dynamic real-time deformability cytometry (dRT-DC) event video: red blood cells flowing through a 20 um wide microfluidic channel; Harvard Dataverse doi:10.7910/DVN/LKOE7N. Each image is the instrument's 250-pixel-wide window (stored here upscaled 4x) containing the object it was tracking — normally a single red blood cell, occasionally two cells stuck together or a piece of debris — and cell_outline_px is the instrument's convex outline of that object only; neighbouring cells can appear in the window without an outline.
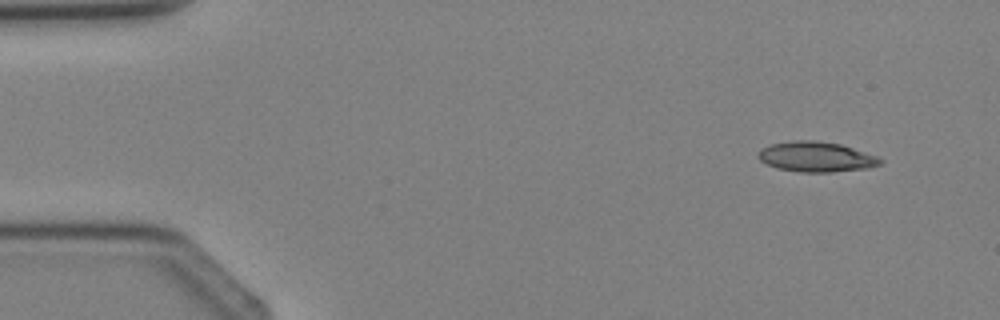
{"species": "Egyptian fruit bat (a non-hibernating species)", "species_latin": "Rousettus aegyptiacus", "temperature_condition": "cold", "stored_images_in_passage": 3, "camera_frame_rate_fps": 3000, "um_per_image_px": 0.085, "animal": {"sex": "female"}, "frame": {"image": 1, "passage_image": 1, "time_ms": 0.0, "image_size_px": [1000, 320], "cell_outline_px": [[884, 160], [880, 164], [868, 168], [832, 172], [800, 172], [776, 168], [760, 160], [756, 156], [756, 152], [760, 148], [768, 144], [792, 140], [816, 140], [840, 144], [876, 156]], "centroid_in_image_um": [69.31, 13.32], "position_along_channel_um": 15.7, "area_um2": 21.62}}